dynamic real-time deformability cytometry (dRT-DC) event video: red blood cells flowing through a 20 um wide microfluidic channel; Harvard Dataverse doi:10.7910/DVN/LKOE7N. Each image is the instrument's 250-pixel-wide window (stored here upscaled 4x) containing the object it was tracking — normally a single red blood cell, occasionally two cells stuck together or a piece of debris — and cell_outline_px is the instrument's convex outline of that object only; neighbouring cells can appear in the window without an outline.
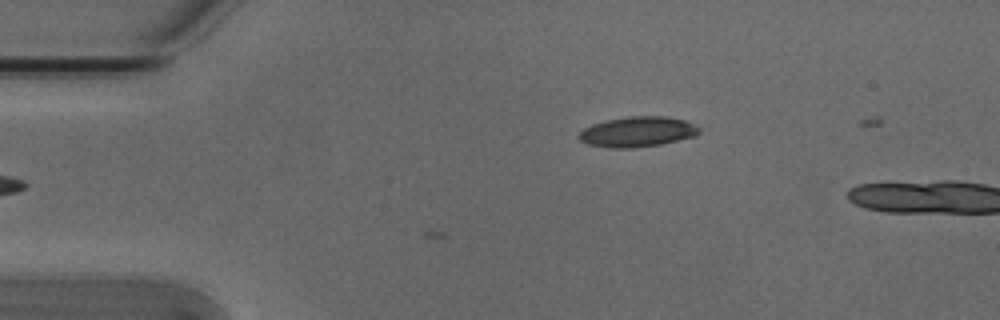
{"species": "Egyptian fruit bat (a non-hibernating species)", "species_latin": "Rousettus aegyptiacus", "temperature_condition": "cold", "stored_images_in_passage": 7, "camera_frame_rate_fps": 3000, "um_per_image_px": 0.085, "animal": {"sex": "male"}, "frame": {"image": 1, "passage_image": 7, "time_ms": 2.0, "image_size_px": [1000, 320], "cell_outline_px": [[700, 132], [696, 136], [660, 144], [632, 148], [608, 148], [588, 144], [580, 140], [576, 136], [584, 128], [592, 124], [608, 120], [628, 116], [668, 116], [684, 120], [700, 128]], "centroid_in_image_um": [54.17, 11.2], "position_along_channel_um": 30.8, "area_um2": 21.21}}